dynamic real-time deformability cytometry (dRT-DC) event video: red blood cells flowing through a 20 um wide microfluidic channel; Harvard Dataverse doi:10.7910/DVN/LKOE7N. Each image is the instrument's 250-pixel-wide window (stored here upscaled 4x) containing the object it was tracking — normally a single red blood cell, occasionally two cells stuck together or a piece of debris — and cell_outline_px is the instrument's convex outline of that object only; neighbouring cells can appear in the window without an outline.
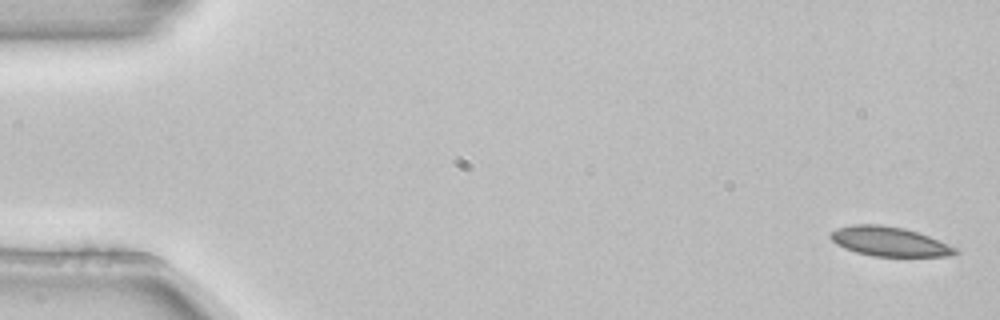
{"species": "common noctule bat (a hibernating species)", "species_latin": "Nyctalus noctula", "temperature_condition": "room temperature", "stored_images_in_passage": 5, "camera_frame_rate_fps": 3000, "um_per_image_px": 0.085, "animal": {"sex": "female", "body_mass_g": 22.7, "forearm_length_mm": 54.2}, "frame": {"image": 1, "passage_image": 1, "time_ms": 0.0, "image_size_px": [1000, 320], "cell_outline_px": [[960, 252], [952, 256], [872, 256], [856, 252], [844, 248], [836, 244], [832, 240], [832, 232], [836, 228], [852, 224], [880, 224], [904, 228], [928, 236], [956, 248]], "centroid_in_image_um": [75.58, 20.53], "position_along_channel_um": 9.4, "area_um2": 21.21}}